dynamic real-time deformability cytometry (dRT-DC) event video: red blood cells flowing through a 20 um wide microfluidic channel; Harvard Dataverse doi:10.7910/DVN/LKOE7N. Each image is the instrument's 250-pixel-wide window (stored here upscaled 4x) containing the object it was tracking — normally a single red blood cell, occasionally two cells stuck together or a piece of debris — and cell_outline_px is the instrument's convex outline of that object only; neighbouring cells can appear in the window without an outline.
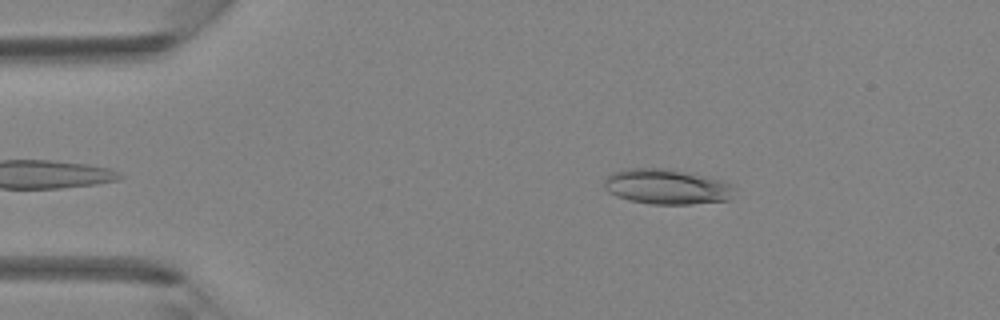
{"species": "Egyptian fruit bat (a non-hibernating species)", "species_latin": "Rousettus aegyptiacus", "temperature_condition": "room temperature", "stored_images_in_passage": 32, "camera_frame_rate_fps": 3000, "um_per_image_px": 0.085, "animal": {"sex": "female"}, "frame": {"image": 1, "passage_image": 2, "time_ms": 0.333, "image_size_px": [1000, 320], "cell_outline_px": [[732, 196], [728, 200], [692, 204], [652, 204], [628, 200], [616, 196], [608, 192], [604, 188], [604, 180], [612, 172], [624, 168], [664, 168], [692, 172], [720, 180], [732, 184]], "centroid_in_image_um": [56.63, 15.86], "position_along_channel_um": 28.4, "area_um2": 26.88}}
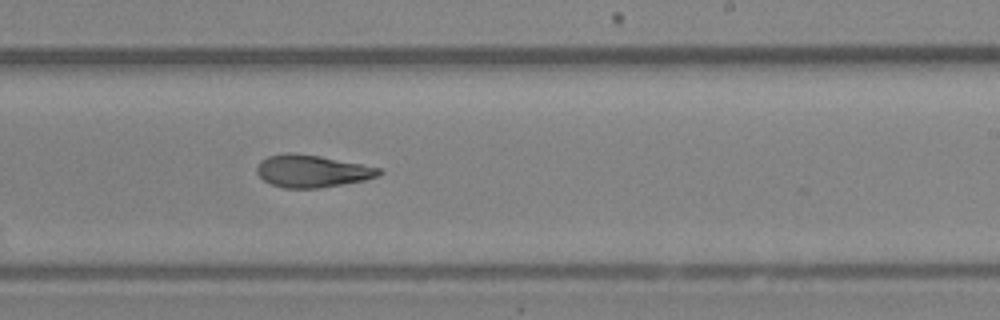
{"frame": {"image": 2, "passage_image": 21, "time_ms": 6.667, "image_size_px": [1000, 320], "cell_outline_px": [[384, 172], [376, 176], [364, 180], [320, 188], [284, 188], [272, 184], [264, 180], [256, 172], [256, 168], [260, 160], [268, 156], [288, 152], [292, 152], [320, 156], [380, 168]], "centroid_in_image_um": [26.49, 14.54], "position_along_channel_um": 262.5, "area_um2": 22.89}}
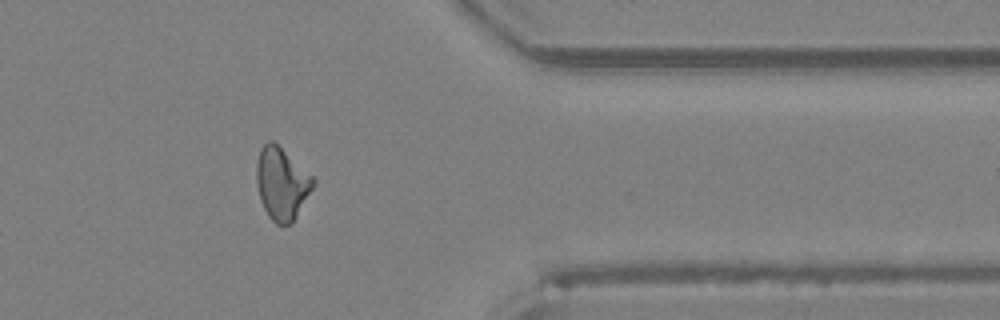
{"frame": {"image": 3, "passage_image": 30, "time_ms": 9.667, "image_size_px": [1000, 320], "cell_outline_px": [[316, 184], [296, 216], [288, 224], [276, 224], [268, 216], [260, 200], [256, 184], [256, 164], [260, 148], [268, 140], [272, 140], [312, 176], [316, 180]], "centroid_in_image_um": [23.93, 15.6], "position_along_channel_um": 387.5, "area_um2": 23.64}}